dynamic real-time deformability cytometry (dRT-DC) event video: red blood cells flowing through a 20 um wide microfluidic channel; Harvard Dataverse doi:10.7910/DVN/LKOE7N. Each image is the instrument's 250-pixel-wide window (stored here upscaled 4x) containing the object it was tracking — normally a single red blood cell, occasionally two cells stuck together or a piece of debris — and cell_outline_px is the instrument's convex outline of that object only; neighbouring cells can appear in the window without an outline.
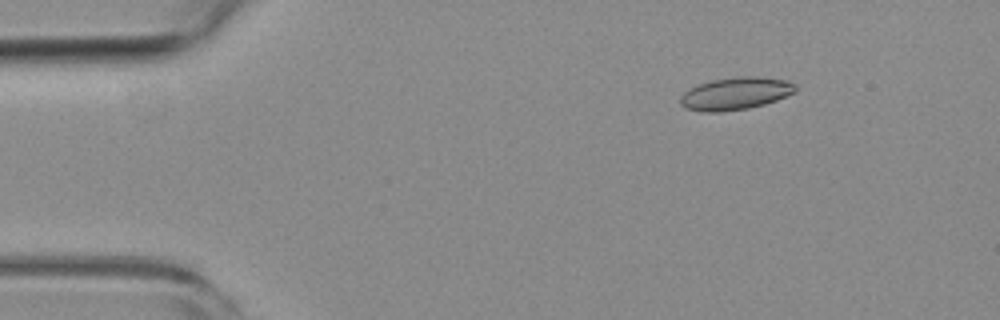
{"species": "common noctule bat (a hibernating species)", "species_latin": "Nyctalus noctula", "temperature_condition": "room temperature", "stored_images_in_passage": 14, "camera_frame_rate_fps": 3000, "um_per_image_px": 0.085, "animal": {"sex": "female", "body_mass_g": 19.3, "forearm_length_mm": 54.1}, "frame": {"image": 1, "passage_image": 8, "time_ms": 2.333, "image_size_px": [1000, 320], "cell_outline_px": [[796, 92], [776, 100], [764, 104], [748, 108], [720, 112], [700, 112], [684, 108], [680, 104], [680, 96], [688, 88], [712, 80], [740, 76], [756, 76], [788, 80], [796, 84]], "centroid_in_image_um": [62.51, 7.95], "position_along_channel_um": 22.5, "area_um2": 21.96}}